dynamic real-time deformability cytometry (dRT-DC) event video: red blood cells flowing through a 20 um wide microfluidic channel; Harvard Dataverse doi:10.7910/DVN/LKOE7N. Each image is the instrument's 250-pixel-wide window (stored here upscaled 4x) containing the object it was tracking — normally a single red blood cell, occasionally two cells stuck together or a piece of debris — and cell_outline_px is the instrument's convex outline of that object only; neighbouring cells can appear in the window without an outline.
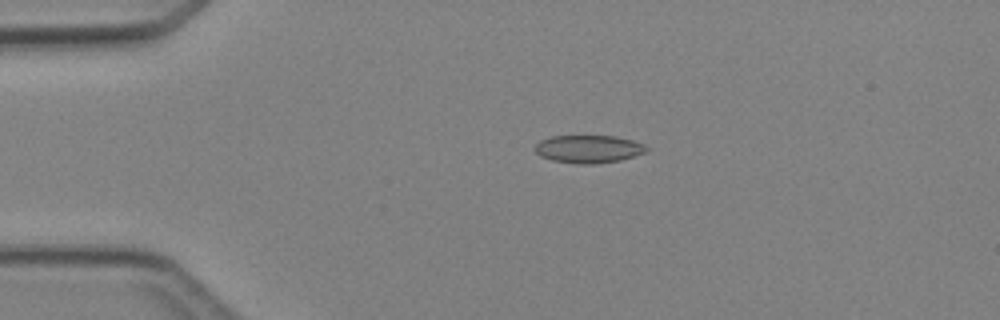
{"species": "Egyptian fruit bat (a non-hibernating species)", "species_latin": "Rousettus aegyptiacus", "temperature_condition": "cold", "stored_images_in_passage": 4, "camera_frame_rate_fps": 3000, "um_per_image_px": 0.085, "animal": {"sex": "female"}, "frame": {"image": 1, "passage_image": 3, "time_ms": 3.333, "image_size_px": [1000, 320], "cell_outline_px": [[648, 148], [644, 152], [620, 160], [592, 164], [580, 164], [552, 160], [540, 156], [532, 148], [540, 140], [552, 136], [616, 136], [632, 140], [644, 144]], "centroid_in_image_um": [49.98, 12.66], "position_along_channel_um": 35.0, "area_um2": 17.98}}